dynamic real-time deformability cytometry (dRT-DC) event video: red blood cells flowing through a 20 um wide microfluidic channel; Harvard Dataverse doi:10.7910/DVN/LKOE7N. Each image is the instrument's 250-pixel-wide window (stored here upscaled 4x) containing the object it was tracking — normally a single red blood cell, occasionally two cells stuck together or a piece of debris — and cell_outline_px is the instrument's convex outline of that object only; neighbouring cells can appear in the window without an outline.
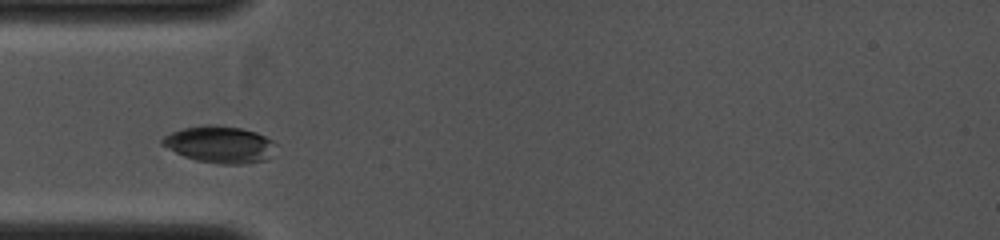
{"species": "common noctule bat (a hibernating species)", "species_latin": "Nyctalus noctula", "temperature_condition": "cold", "stored_images_in_passage": 20, "camera_frame_rate_fps": 4000, "um_per_image_px": 0.085, "animal": {"sex": "female", "body_mass_g": 19.0, "forearm_length_mm": 53.3}, "frame": {"image": 1, "passage_image": 3, "time_ms": 0.5, "image_size_px": [1000, 240], "cell_outline_px": [[280, 144], [264, 160], [244, 164], [220, 164], [196, 160], [184, 156], [160, 144], [160, 140], [164, 136], [172, 132], [184, 128], [204, 124], [216, 124], [240, 128], [256, 132]], "centroid_in_image_um": [18.69, 12.27], "position_along_channel_um": 66.3, "area_um2": 24.45}}